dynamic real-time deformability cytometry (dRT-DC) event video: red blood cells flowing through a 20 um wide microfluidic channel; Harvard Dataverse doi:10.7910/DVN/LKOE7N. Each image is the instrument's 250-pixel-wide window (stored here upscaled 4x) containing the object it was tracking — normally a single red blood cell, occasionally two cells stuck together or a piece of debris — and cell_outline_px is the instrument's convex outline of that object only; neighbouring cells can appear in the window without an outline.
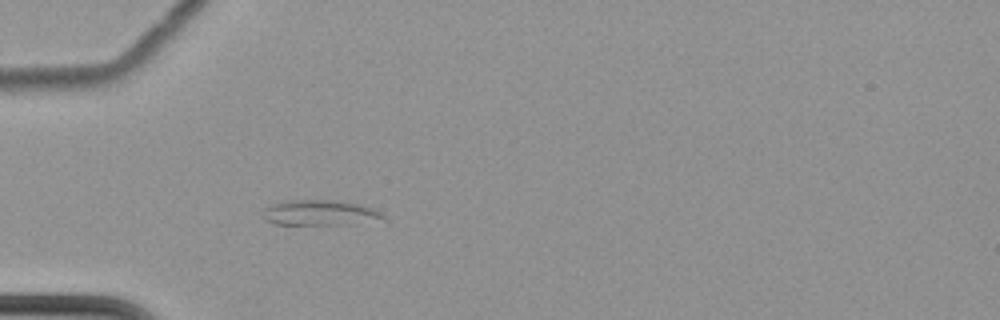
{"species": "common noctule bat (a hibernating species)", "species_latin": "Nyctalus noctula", "temperature_condition": "cold", "stored_images_in_passage": 42, "camera_frame_rate_fps": 3000, "um_per_image_px": 0.085, "animal": {"sex": "female", "body_mass_g": 22.7, "forearm_length_mm": 54.2}, "frame": {"image": 1, "passage_image": 1, "time_ms": 0.0, "image_size_px": [1000, 320], "cell_outline_px": [[388, 224], [276, 224], [264, 220], [264, 208], [280, 200], [336, 200], [360, 204], [372, 208], [380, 212], [384, 216]], "centroid_in_image_um": [27.34, 18.1], "position_along_channel_um": 57.7, "area_um2": 18.44}}
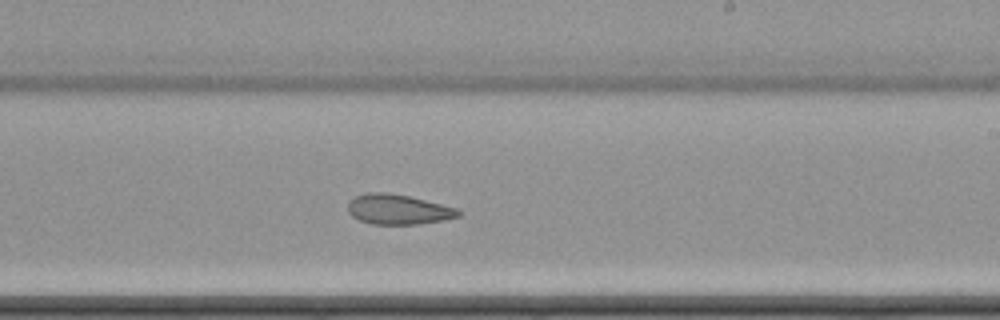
{"frame": {"image": 2, "passage_image": 19, "time_ms": 6.0, "image_size_px": [1000, 320], "cell_outline_px": [[460, 216], [444, 220], [416, 224], [372, 224], [360, 220], [352, 216], [348, 212], [348, 200], [356, 196], [368, 192], [384, 192], [408, 196], [456, 208], [460, 212]], "centroid_in_image_um": [33.8, 17.8], "position_along_channel_um": 255.2, "area_um2": 19.13}}
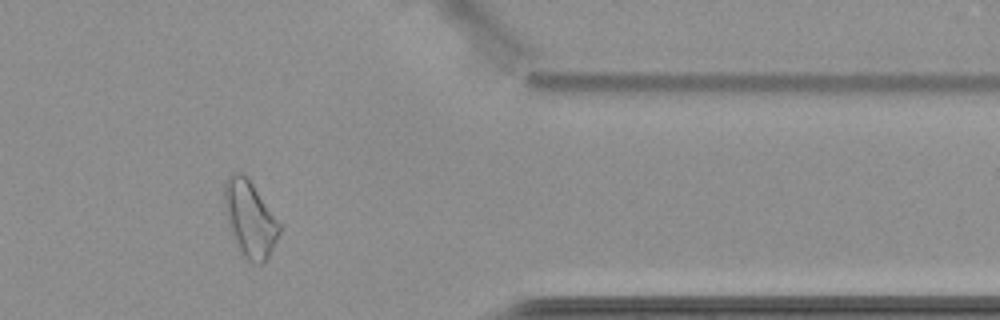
{"frame": {"image": 3, "passage_image": 32, "time_ms": 10.333, "image_size_px": [1000, 320], "cell_outline_px": [[280, 232], [268, 260], [260, 264], [248, 260], [240, 252], [228, 228], [224, 208], [224, 184], [228, 176], [232, 172], [244, 172], [280, 224]], "centroid_in_image_um": [21.21, 18.6], "position_along_channel_um": 390.2, "area_um2": 24.45}, "authors_computed_cell_mechanics": {"area_um2": 19.9988, "velocity_mm_per_s": 3.4806, "shape_relaxation_time_tau1_ms": null, "shape_relaxation_time_tau2_ms": 7.0204, "deformation_change_tau1": null, "deformation_change_tau2": 0.1189}}